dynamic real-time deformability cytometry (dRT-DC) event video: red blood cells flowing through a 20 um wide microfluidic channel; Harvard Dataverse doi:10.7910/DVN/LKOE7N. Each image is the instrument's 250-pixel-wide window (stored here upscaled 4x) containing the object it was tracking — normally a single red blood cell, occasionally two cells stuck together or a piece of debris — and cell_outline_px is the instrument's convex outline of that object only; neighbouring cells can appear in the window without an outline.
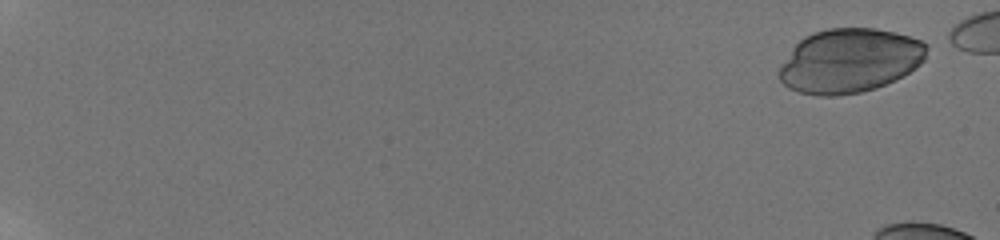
{"species": "human", "species_latin": "Homo sapiens", "temperature_condition": "room temperature", "stored_images_in_passage": 6, "camera_frame_rate_fps": 3000, "um_per_image_px": 0.085, "donor": {"sex": "male"}, "frame": {"image": 1, "passage_image": 1, "time_ms": 0.0, "image_size_px": [1000, 240], "cell_outline_px": [[928, 48], [924, 60], [916, 68], [896, 80], [876, 88], [860, 92], [836, 96], [816, 96], [800, 92], [788, 88], [780, 80], [780, 64], [792, 48], [804, 36], [812, 32], [828, 28], [876, 28], [896, 32], [920, 40], [928, 44]], "centroid_in_image_um": [72.23, 5.16], "position_along_channel_um": 12.8, "area_um2": 55.55}}